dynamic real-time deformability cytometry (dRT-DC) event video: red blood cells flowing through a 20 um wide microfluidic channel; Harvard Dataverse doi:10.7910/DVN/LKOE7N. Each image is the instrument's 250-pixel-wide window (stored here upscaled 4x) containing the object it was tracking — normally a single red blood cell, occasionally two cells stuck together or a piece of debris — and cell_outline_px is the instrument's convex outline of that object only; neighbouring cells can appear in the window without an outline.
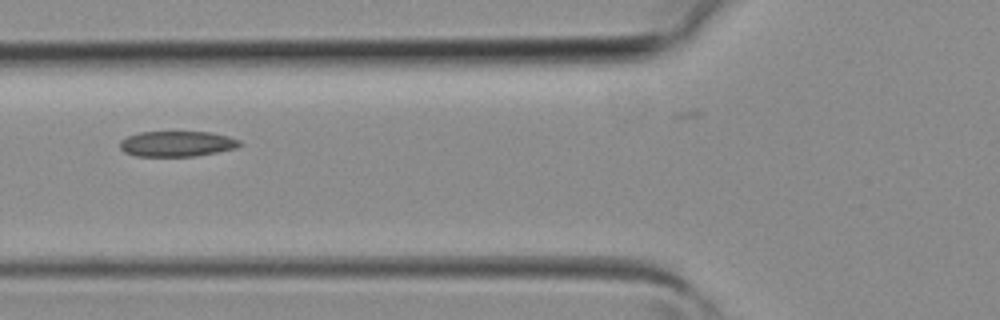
{"species": "common noctule bat (a hibernating species)", "species_latin": "Nyctalus noctula", "temperature_condition": "room temperature", "stored_images_in_passage": 4, "camera_frame_rate_fps": 3000, "um_per_image_px": 0.085, "animal": {"sex": "female", "body_mass_g": 19.3, "forearm_length_mm": 54.1}, "frame": {"image": 1, "passage_image": 4, "time_ms": 1.0, "image_size_px": [1000, 320], "cell_outline_px": [[244, 144], [236, 148], [196, 156], [136, 156], [124, 152], [120, 148], [120, 140], [128, 136], [140, 132], [212, 132], [228, 136], [240, 140]], "centroid_in_image_um": [15.06, 12.22], "position_along_channel_um": 110.7, "area_um2": 17.86}}